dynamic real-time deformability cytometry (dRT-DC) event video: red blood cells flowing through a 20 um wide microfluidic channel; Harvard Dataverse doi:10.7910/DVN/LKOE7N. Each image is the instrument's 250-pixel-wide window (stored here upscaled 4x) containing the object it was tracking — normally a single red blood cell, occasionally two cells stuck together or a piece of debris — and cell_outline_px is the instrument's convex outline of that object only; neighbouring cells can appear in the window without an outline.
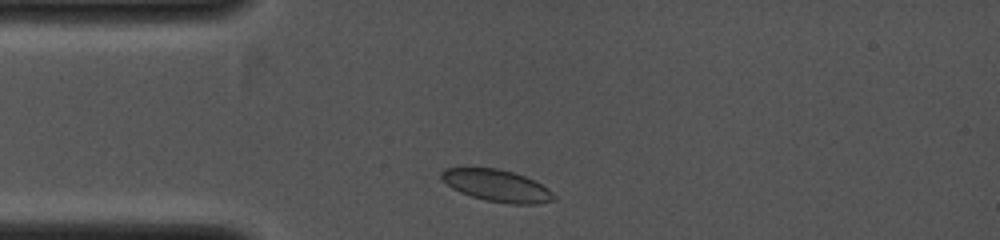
{"species": "common noctule bat (a hibernating species)", "species_latin": "Nyctalus noctula", "temperature_condition": "cold", "stored_images_in_passage": 30, "camera_frame_rate_fps": 4000, "um_per_image_px": 0.085, "animal": {"sex": "female", "body_mass_g": 19.0, "forearm_length_mm": 53.3}, "frame": {"image": 1, "passage_image": 2, "time_ms": 0.25, "image_size_px": [1000, 240], "cell_outline_px": [[556, 200], [536, 204], [512, 204], [484, 200], [460, 192], [452, 188], [440, 176], [440, 172], [444, 168], [496, 168], [512, 172], [524, 176], [548, 188], [556, 196]], "centroid_in_image_um": [42.24, 15.79], "position_along_channel_um": 42.8, "area_um2": 20.75}}
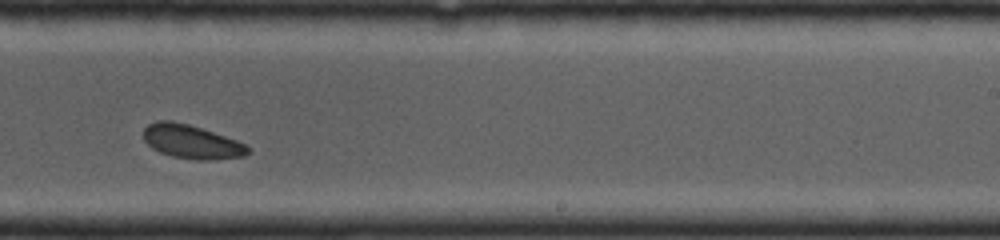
{"frame": {"image": 2, "passage_image": 19, "time_ms": 4.5, "image_size_px": [1000, 240], "cell_outline_px": [[248, 152], [244, 156], [212, 160], [196, 160], [172, 156], [160, 152], [152, 148], [144, 140], [144, 128], [148, 124], [156, 120], [172, 120], [188, 124], [236, 140], [244, 144], [248, 148]], "centroid_in_image_um": [16.23, 12.04], "position_along_channel_um": 272.8, "area_um2": 20.35}}
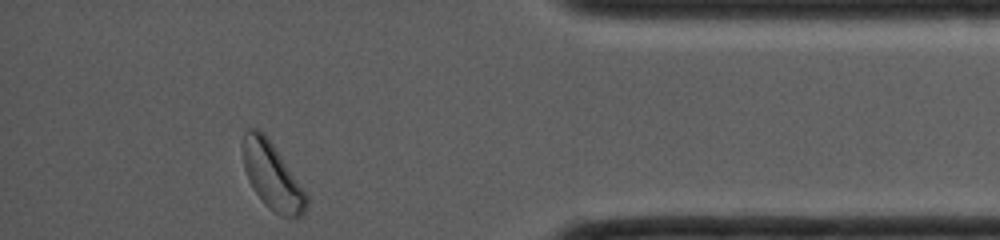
{"frame": {"image": 3, "passage_image": 30, "time_ms": 7.25, "image_size_px": [1000, 240], "cell_outline_px": [[308, 204], [304, 212], [296, 220], [280, 216], [268, 208], [264, 204], [252, 188], [248, 180], [244, 168], [244, 132], [248, 128], [256, 128], [264, 132], [308, 196]], "centroid_in_image_um": [23.14, 15.02], "position_along_channel_um": 412.1, "area_um2": 24.57}}